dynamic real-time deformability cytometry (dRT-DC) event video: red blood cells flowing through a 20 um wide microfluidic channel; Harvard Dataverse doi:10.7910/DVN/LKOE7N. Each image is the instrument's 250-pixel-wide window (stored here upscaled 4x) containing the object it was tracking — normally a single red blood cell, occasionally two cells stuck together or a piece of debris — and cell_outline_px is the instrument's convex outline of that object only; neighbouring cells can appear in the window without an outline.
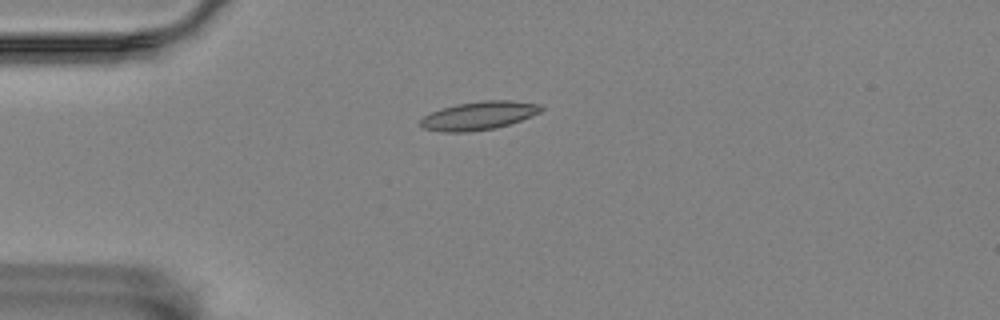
{"species": "Egyptian fruit bat (a non-hibernating species)", "species_latin": "Rousettus aegyptiacus", "temperature_condition": "room temperature", "stored_images_in_passage": 7, "camera_frame_rate_fps": 3000, "um_per_image_px": 0.085, "animal": {"sex": "female"}, "frame": {"image": 1, "passage_image": 5, "time_ms": 4.667, "image_size_px": [1000, 320], "cell_outline_px": [[544, 108], [540, 112], [532, 116], [496, 128], [468, 132], [444, 132], [424, 128], [420, 124], [420, 120], [424, 116], [440, 108], [456, 104], [480, 100], [512, 100], [540, 104]], "centroid_in_image_um": [40.71, 9.82], "position_along_channel_um": 44.3, "area_um2": 20.0}}
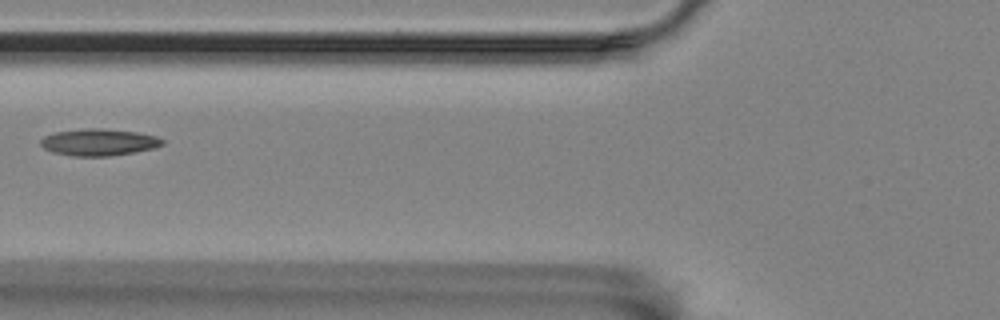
{"frame": {"image": 2, "passage_image": 7, "time_ms": 7.333, "image_size_px": [1000, 320], "cell_outline_px": [[164, 144], [152, 148], [132, 152], [108, 156], [72, 156], [52, 152], [44, 148], [40, 144], [40, 140], [44, 136], [52, 132], [84, 128], [104, 128], [136, 132], [156, 136], [164, 140]], "centroid_in_image_um": [8.35, 12.07], "position_along_channel_um": 117.5, "area_um2": 19.07}}